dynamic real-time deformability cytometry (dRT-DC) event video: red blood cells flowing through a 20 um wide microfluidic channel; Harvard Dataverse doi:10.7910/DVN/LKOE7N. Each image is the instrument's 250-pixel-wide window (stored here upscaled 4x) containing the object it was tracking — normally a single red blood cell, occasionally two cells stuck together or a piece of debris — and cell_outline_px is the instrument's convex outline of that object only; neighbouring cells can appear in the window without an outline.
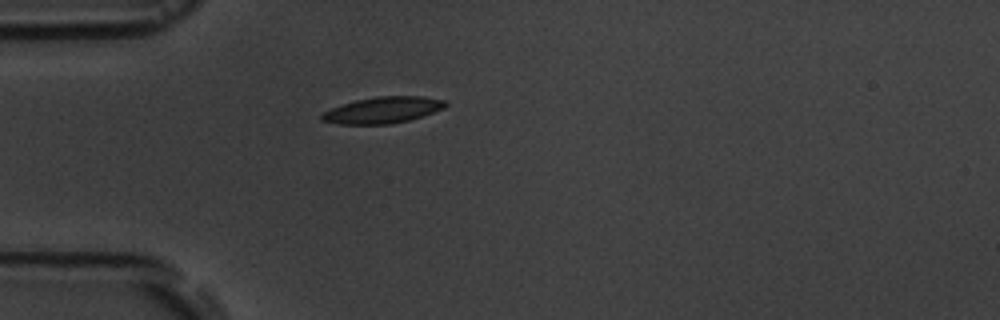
{"species": "common noctule bat (a hibernating species)", "species_latin": "Nyctalus noctula", "temperature_condition": "room temperature", "stored_images_in_passage": 1, "camera_frame_rate_fps": 3000, "um_per_image_px": 0.085, "animal": {"sex": "male", "body_mass_g": 19.5, "forearm_length_mm": 54.6}, "frame": {"image": 1, "passage_image": 1, "time_ms": 0.0, "image_size_px": [1000, 320], "cell_outline_px": [[448, 104], [444, 108], [408, 120], [392, 124], [340, 124], [320, 120], [320, 116], [324, 112], [332, 108], [356, 100], [376, 96], [420, 96], [444, 100]], "centroid_in_image_um": [32.53, 9.35], "position_along_channel_um": 52.5, "area_um2": 18.73}}